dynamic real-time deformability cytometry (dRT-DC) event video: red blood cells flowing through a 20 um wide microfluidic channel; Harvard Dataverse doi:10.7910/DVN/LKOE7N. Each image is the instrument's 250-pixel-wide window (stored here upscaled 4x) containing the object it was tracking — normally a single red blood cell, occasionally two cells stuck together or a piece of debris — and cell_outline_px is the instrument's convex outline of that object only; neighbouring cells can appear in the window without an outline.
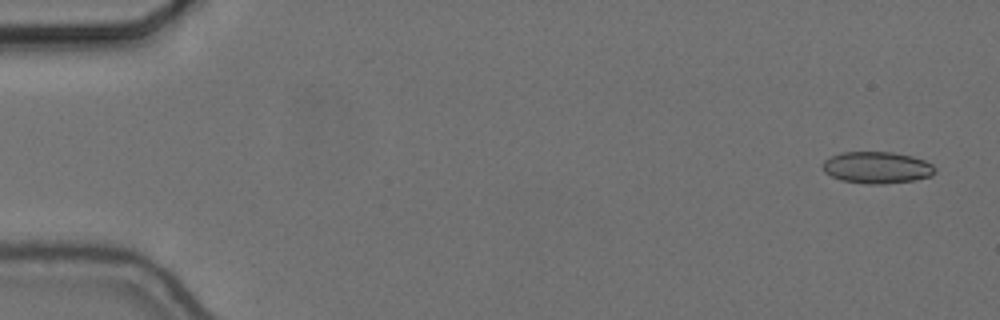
{"species": "common noctule bat (a hibernating species)", "species_latin": "Nyctalus noctula", "temperature_condition": "cold", "stored_images_in_passage": 55, "camera_frame_rate_fps": 3000, "um_per_image_px": 0.085, "animal": {"sex": "female", "body_mass_g": 24.6, "forearm_length_mm": 56.2}, "frame": {"image": 1, "passage_image": 1, "time_ms": 0.0, "image_size_px": [1000, 320], "cell_outline_px": [[936, 172], [932, 176], [912, 180], [884, 184], [868, 184], [840, 180], [824, 172], [824, 160], [840, 152], [892, 152], [912, 156], [924, 160], [932, 164], [936, 168]], "centroid_in_image_um": [74.56, 14.24], "position_along_channel_um": 10.4, "area_um2": 20.75}}
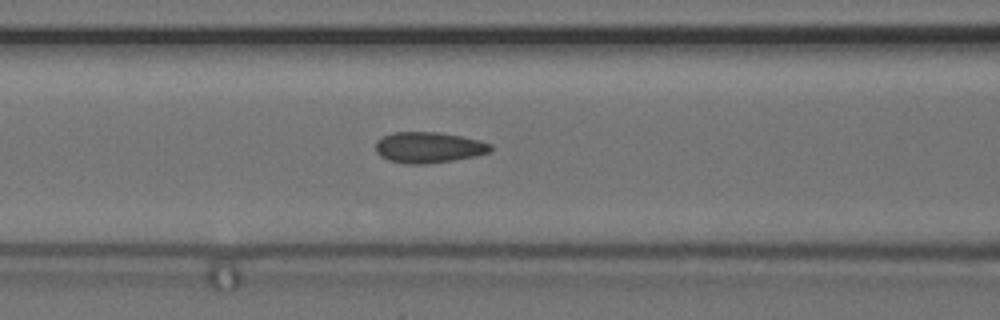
{"frame": {"image": 2, "passage_image": 22, "time_ms": 7.0, "image_size_px": [1000, 320], "cell_outline_px": [[492, 152], [476, 156], [428, 164], [404, 164], [388, 160], [380, 156], [376, 152], [376, 140], [392, 132], [440, 132], [480, 140], [492, 144]], "centroid_in_image_um": [36.44, 12.53], "position_along_channel_um": 130.2, "area_um2": 20.92}}
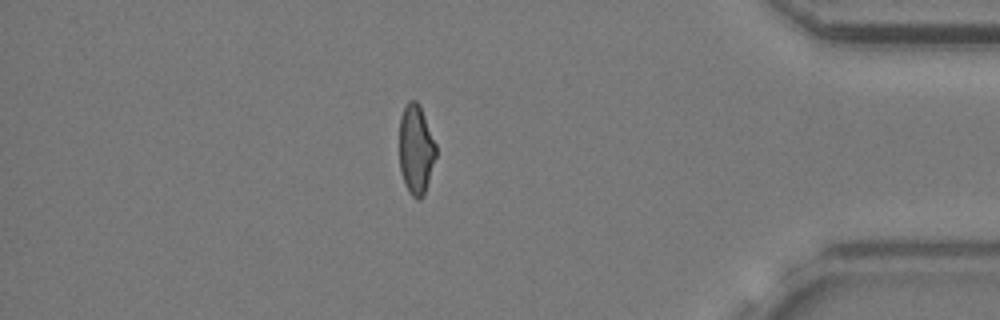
{"frame": {"image": 3, "passage_image": 47, "time_ms": 15.333, "image_size_px": [1000, 320], "cell_outline_px": [[436, 156], [424, 196], [420, 200], [416, 200], [408, 192], [404, 184], [400, 168], [400, 116], [408, 100], [416, 100], [420, 104], [436, 144]], "centroid_in_image_um": [35.36, 12.72], "position_along_channel_um": 399.8, "area_um2": 19.31}, "authors_computed_cell_mechanics": {"area_um2": 20.4034, "velocity_mm_per_s": 3.6698, "shape_relaxation_time_tau1_ms": null, "shape_relaxation_time_tau2_ms": 1.533, "deformation_change_tau1": null, "deformation_change_tau2": 0.0701}}